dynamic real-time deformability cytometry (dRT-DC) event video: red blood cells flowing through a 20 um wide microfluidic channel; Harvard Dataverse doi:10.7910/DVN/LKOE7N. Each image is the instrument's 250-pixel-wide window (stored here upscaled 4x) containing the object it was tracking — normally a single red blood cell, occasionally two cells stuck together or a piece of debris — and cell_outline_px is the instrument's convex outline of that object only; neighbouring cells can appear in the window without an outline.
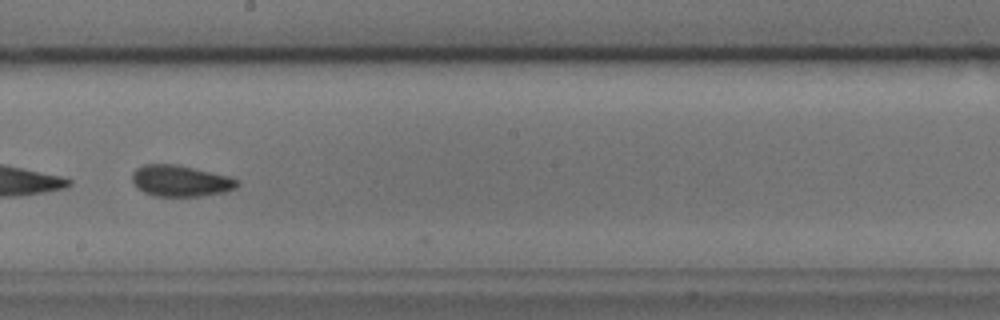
{"species": "common noctule bat (a hibernating species)", "species_latin": "Nyctalus noctula", "temperature_condition": "cold", "stored_images_in_passage": 18, "camera_frame_rate_fps": 3000, "um_per_image_px": 0.085, "animal": {"sex": "male", "body_mass_g": 17.9, "forearm_length_mm": 54.2}, "frame": {"image": 1, "passage_image": 17, "time_ms": 5.333, "image_size_px": [1000, 320], "cell_outline_px": [[240, 184], [236, 188], [224, 192], [200, 196], [156, 196], [144, 192], [132, 180], [132, 172], [136, 168], [144, 164], [176, 164], [228, 176], [240, 180]], "centroid_in_image_um": [15.37, 15.37], "position_along_channel_um": 232.8, "area_um2": 19.02}}